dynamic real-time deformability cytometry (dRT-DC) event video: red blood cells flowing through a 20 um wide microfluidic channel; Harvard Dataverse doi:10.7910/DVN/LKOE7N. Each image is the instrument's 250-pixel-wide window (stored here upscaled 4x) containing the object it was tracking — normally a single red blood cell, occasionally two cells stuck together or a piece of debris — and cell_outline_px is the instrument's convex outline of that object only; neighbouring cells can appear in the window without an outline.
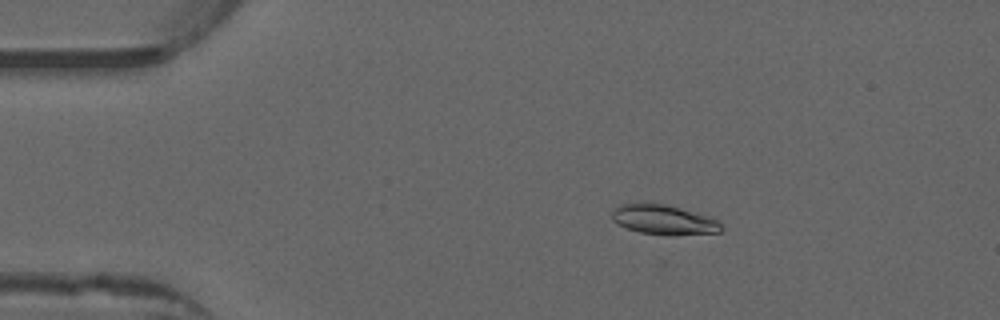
{"species": "common noctule bat (a hibernating species)", "species_latin": "Nyctalus noctula", "temperature_condition": "warm", "stored_images_in_passage": 52, "camera_frame_rate_fps": 3000, "um_per_image_px": 0.085, "animal": {"sex": "male", "forearm_length_mm": 52.5}, "frame": {"image": 1, "passage_image": 9, "time_ms": 2.667, "image_size_px": [1000, 320], "cell_outline_px": [[724, 228], [720, 232], [640, 232], [616, 224], [612, 220], [612, 212], [620, 204], [664, 204], [712, 216]], "centroid_in_image_um": [56.39, 18.62], "position_along_channel_um": 28.6, "area_um2": 17.74}}
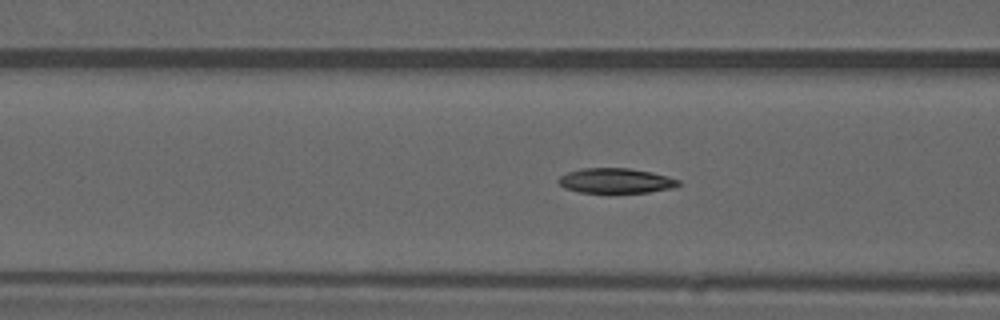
{"frame": {"image": 2, "passage_image": 20, "time_ms": 6.333, "image_size_px": [1000, 320], "cell_outline_px": [[680, 184], [672, 188], [648, 192], [580, 192], [564, 188], [556, 180], [560, 176], [568, 172], [580, 168], [628, 168], [652, 172], [668, 176], [680, 180]], "centroid_in_image_um": [52.33, 15.35], "position_along_channel_um": 114.3, "area_um2": 17.4}}
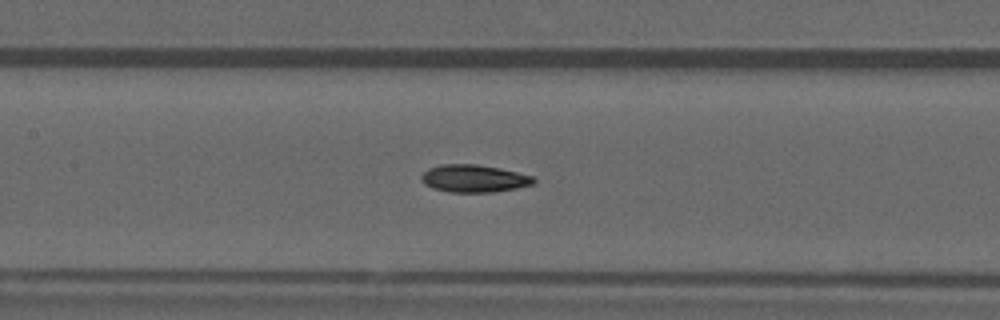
{"frame": {"image": 3, "passage_image": 24, "time_ms": 7.667, "image_size_px": [1000, 320], "cell_outline_px": [[536, 180], [532, 184], [516, 188], [492, 192], [452, 192], [432, 188], [424, 184], [420, 180], [420, 176], [428, 168], [440, 164], [476, 164], [536, 176]], "centroid_in_image_um": [40.25, 15.17], "position_along_channel_um": 167.1, "area_um2": 17.98}, "authors_computed_cell_mechanics": {"area_um2": 17.8024, "velocity_mm_per_s": 3.9552, "shape_relaxation_time_tau1_ms": 10.0388, "shape_relaxation_time_tau2_ms": 4.4317, "deformation_change_tau1": 0.2489, "deformation_change_tau2": 0.1056}}